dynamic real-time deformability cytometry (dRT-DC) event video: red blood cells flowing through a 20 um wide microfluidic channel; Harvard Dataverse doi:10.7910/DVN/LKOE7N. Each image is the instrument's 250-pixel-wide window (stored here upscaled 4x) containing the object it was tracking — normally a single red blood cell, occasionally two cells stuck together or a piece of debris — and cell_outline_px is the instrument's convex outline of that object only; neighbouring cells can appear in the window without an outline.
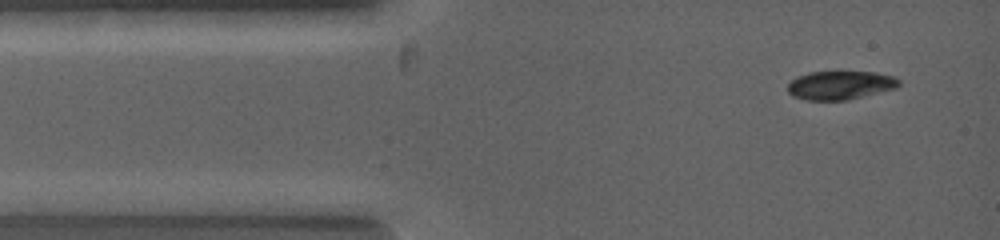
{"species": "common noctule bat (a hibernating species)", "species_latin": "Nyctalus noctula", "temperature_condition": "warm", "stored_images_in_passage": 3, "camera_frame_rate_fps": 5000, "um_per_image_px": 0.085, "animal": {"sex": "female", "body_mass_g": 19.0, "forearm_length_mm": 53.3}, "frame": {"image": 1, "passage_image": 1, "time_ms": 0.0, "image_size_px": [1000, 240], "cell_outline_px": [[900, 84], [896, 88], [848, 100], [808, 100], [796, 96], [788, 92], [788, 84], [796, 76], [808, 72], [872, 72], [892, 76], [900, 80]], "centroid_in_image_um": [71.42, 7.24], "position_along_channel_um": 13.6, "area_um2": 18.38}}